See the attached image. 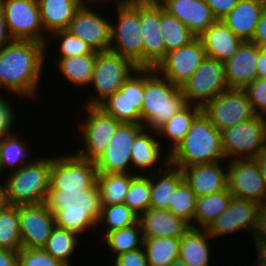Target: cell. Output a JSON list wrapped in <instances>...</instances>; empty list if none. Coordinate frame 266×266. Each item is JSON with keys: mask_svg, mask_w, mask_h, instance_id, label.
<instances>
[{"mask_svg": "<svg viewBox=\"0 0 266 266\" xmlns=\"http://www.w3.org/2000/svg\"><path fill=\"white\" fill-rule=\"evenodd\" d=\"M47 46L33 40H13L0 49V90L12 91L20 99L37 98Z\"/></svg>", "mask_w": 266, "mask_h": 266, "instance_id": "obj_1", "label": "cell"}, {"mask_svg": "<svg viewBox=\"0 0 266 266\" xmlns=\"http://www.w3.org/2000/svg\"><path fill=\"white\" fill-rule=\"evenodd\" d=\"M55 226L79 234L98 227L102 199L98 185L88 190L49 189L45 201Z\"/></svg>", "mask_w": 266, "mask_h": 266, "instance_id": "obj_2", "label": "cell"}, {"mask_svg": "<svg viewBox=\"0 0 266 266\" xmlns=\"http://www.w3.org/2000/svg\"><path fill=\"white\" fill-rule=\"evenodd\" d=\"M158 73V74H157ZM188 105L181 88L173 85L154 68H144V96L141 124L151 132Z\"/></svg>", "mask_w": 266, "mask_h": 266, "instance_id": "obj_3", "label": "cell"}, {"mask_svg": "<svg viewBox=\"0 0 266 266\" xmlns=\"http://www.w3.org/2000/svg\"><path fill=\"white\" fill-rule=\"evenodd\" d=\"M223 160L226 161L221 132L203 111L195 118L184 140L169 154V164L178 169Z\"/></svg>", "mask_w": 266, "mask_h": 266, "instance_id": "obj_4", "label": "cell"}, {"mask_svg": "<svg viewBox=\"0 0 266 266\" xmlns=\"http://www.w3.org/2000/svg\"><path fill=\"white\" fill-rule=\"evenodd\" d=\"M51 167L52 156L38 157L32 158L18 170L9 172L3 181L7 205L45 203L50 187Z\"/></svg>", "mask_w": 266, "mask_h": 266, "instance_id": "obj_5", "label": "cell"}, {"mask_svg": "<svg viewBox=\"0 0 266 266\" xmlns=\"http://www.w3.org/2000/svg\"><path fill=\"white\" fill-rule=\"evenodd\" d=\"M138 67L128 58L108 51L96 52L91 84L97 96L86 102L85 106H98L108 96L119 91L125 81Z\"/></svg>", "mask_w": 266, "mask_h": 266, "instance_id": "obj_6", "label": "cell"}, {"mask_svg": "<svg viewBox=\"0 0 266 266\" xmlns=\"http://www.w3.org/2000/svg\"><path fill=\"white\" fill-rule=\"evenodd\" d=\"M117 21L111 24L110 51L143 68L141 6L116 7Z\"/></svg>", "mask_w": 266, "mask_h": 266, "instance_id": "obj_7", "label": "cell"}, {"mask_svg": "<svg viewBox=\"0 0 266 266\" xmlns=\"http://www.w3.org/2000/svg\"><path fill=\"white\" fill-rule=\"evenodd\" d=\"M225 159L255 158L266 146V118L255 115L221 132Z\"/></svg>", "mask_w": 266, "mask_h": 266, "instance_id": "obj_8", "label": "cell"}, {"mask_svg": "<svg viewBox=\"0 0 266 266\" xmlns=\"http://www.w3.org/2000/svg\"><path fill=\"white\" fill-rule=\"evenodd\" d=\"M85 108L88 113L85 116V122L79 126L85 150L80 149L75 153L85 160L96 162L109 146V142L122 122L105 113L98 106H85Z\"/></svg>", "mask_w": 266, "mask_h": 266, "instance_id": "obj_9", "label": "cell"}, {"mask_svg": "<svg viewBox=\"0 0 266 266\" xmlns=\"http://www.w3.org/2000/svg\"><path fill=\"white\" fill-rule=\"evenodd\" d=\"M95 162L79 157L75 152L52 157L49 189L88 190L97 184Z\"/></svg>", "mask_w": 266, "mask_h": 266, "instance_id": "obj_10", "label": "cell"}, {"mask_svg": "<svg viewBox=\"0 0 266 266\" xmlns=\"http://www.w3.org/2000/svg\"><path fill=\"white\" fill-rule=\"evenodd\" d=\"M228 89L224 63L209 57H205L181 87L187 103L201 107Z\"/></svg>", "mask_w": 266, "mask_h": 266, "instance_id": "obj_11", "label": "cell"}, {"mask_svg": "<svg viewBox=\"0 0 266 266\" xmlns=\"http://www.w3.org/2000/svg\"><path fill=\"white\" fill-rule=\"evenodd\" d=\"M0 5L13 40H33L47 45L37 0H0Z\"/></svg>", "mask_w": 266, "mask_h": 266, "instance_id": "obj_12", "label": "cell"}, {"mask_svg": "<svg viewBox=\"0 0 266 266\" xmlns=\"http://www.w3.org/2000/svg\"><path fill=\"white\" fill-rule=\"evenodd\" d=\"M143 96L144 68H138L119 91L108 96L98 107L120 122L141 123Z\"/></svg>", "mask_w": 266, "mask_h": 266, "instance_id": "obj_13", "label": "cell"}, {"mask_svg": "<svg viewBox=\"0 0 266 266\" xmlns=\"http://www.w3.org/2000/svg\"><path fill=\"white\" fill-rule=\"evenodd\" d=\"M203 113L220 132L255 116L243 89H228L202 107Z\"/></svg>", "mask_w": 266, "mask_h": 266, "instance_id": "obj_14", "label": "cell"}, {"mask_svg": "<svg viewBox=\"0 0 266 266\" xmlns=\"http://www.w3.org/2000/svg\"><path fill=\"white\" fill-rule=\"evenodd\" d=\"M227 188L233 197L266 206V185L254 158L227 161Z\"/></svg>", "mask_w": 266, "mask_h": 266, "instance_id": "obj_15", "label": "cell"}, {"mask_svg": "<svg viewBox=\"0 0 266 266\" xmlns=\"http://www.w3.org/2000/svg\"><path fill=\"white\" fill-rule=\"evenodd\" d=\"M145 128L141 123L122 122L105 152L95 162L98 173H135L129 171L134 140Z\"/></svg>", "mask_w": 266, "mask_h": 266, "instance_id": "obj_16", "label": "cell"}, {"mask_svg": "<svg viewBox=\"0 0 266 266\" xmlns=\"http://www.w3.org/2000/svg\"><path fill=\"white\" fill-rule=\"evenodd\" d=\"M95 2V3H94ZM96 1H85L75 12L67 31L82 39L96 52L110 50L111 21L94 11L90 4Z\"/></svg>", "mask_w": 266, "mask_h": 266, "instance_id": "obj_17", "label": "cell"}, {"mask_svg": "<svg viewBox=\"0 0 266 266\" xmlns=\"http://www.w3.org/2000/svg\"><path fill=\"white\" fill-rule=\"evenodd\" d=\"M205 57L203 44L196 37L187 45L168 52L155 69L173 85L181 88Z\"/></svg>", "mask_w": 266, "mask_h": 266, "instance_id": "obj_18", "label": "cell"}, {"mask_svg": "<svg viewBox=\"0 0 266 266\" xmlns=\"http://www.w3.org/2000/svg\"><path fill=\"white\" fill-rule=\"evenodd\" d=\"M18 214L23 247L43 248L55 227L54 214L45 203L18 205Z\"/></svg>", "mask_w": 266, "mask_h": 266, "instance_id": "obj_19", "label": "cell"}, {"mask_svg": "<svg viewBox=\"0 0 266 266\" xmlns=\"http://www.w3.org/2000/svg\"><path fill=\"white\" fill-rule=\"evenodd\" d=\"M261 205L254 201L233 197L227 209L211 224L207 232L214 238L241 230L256 231Z\"/></svg>", "mask_w": 266, "mask_h": 266, "instance_id": "obj_20", "label": "cell"}, {"mask_svg": "<svg viewBox=\"0 0 266 266\" xmlns=\"http://www.w3.org/2000/svg\"><path fill=\"white\" fill-rule=\"evenodd\" d=\"M143 68H156L167 51L160 30V3L141 6Z\"/></svg>", "mask_w": 266, "mask_h": 266, "instance_id": "obj_21", "label": "cell"}, {"mask_svg": "<svg viewBox=\"0 0 266 266\" xmlns=\"http://www.w3.org/2000/svg\"><path fill=\"white\" fill-rule=\"evenodd\" d=\"M159 3L196 37L217 21L205 0H159Z\"/></svg>", "mask_w": 266, "mask_h": 266, "instance_id": "obj_22", "label": "cell"}, {"mask_svg": "<svg viewBox=\"0 0 266 266\" xmlns=\"http://www.w3.org/2000/svg\"><path fill=\"white\" fill-rule=\"evenodd\" d=\"M259 46L243 41L237 52L224 63L229 89H244L257 78Z\"/></svg>", "mask_w": 266, "mask_h": 266, "instance_id": "obj_23", "label": "cell"}, {"mask_svg": "<svg viewBox=\"0 0 266 266\" xmlns=\"http://www.w3.org/2000/svg\"><path fill=\"white\" fill-rule=\"evenodd\" d=\"M138 222L144 238L181 239L191 228L188 221L164 209L149 208L139 216Z\"/></svg>", "mask_w": 266, "mask_h": 266, "instance_id": "obj_24", "label": "cell"}, {"mask_svg": "<svg viewBox=\"0 0 266 266\" xmlns=\"http://www.w3.org/2000/svg\"><path fill=\"white\" fill-rule=\"evenodd\" d=\"M221 163L224 161L194 164L181 169L184 180L195 192L196 197L227 189V164L222 167Z\"/></svg>", "mask_w": 266, "mask_h": 266, "instance_id": "obj_25", "label": "cell"}, {"mask_svg": "<svg viewBox=\"0 0 266 266\" xmlns=\"http://www.w3.org/2000/svg\"><path fill=\"white\" fill-rule=\"evenodd\" d=\"M265 7L263 0H239L222 21L243 41H251Z\"/></svg>", "mask_w": 266, "mask_h": 266, "instance_id": "obj_26", "label": "cell"}, {"mask_svg": "<svg viewBox=\"0 0 266 266\" xmlns=\"http://www.w3.org/2000/svg\"><path fill=\"white\" fill-rule=\"evenodd\" d=\"M206 57L225 63L243 42L222 20L214 22L200 37Z\"/></svg>", "mask_w": 266, "mask_h": 266, "instance_id": "obj_27", "label": "cell"}, {"mask_svg": "<svg viewBox=\"0 0 266 266\" xmlns=\"http://www.w3.org/2000/svg\"><path fill=\"white\" fill-rule=\"evenodd\" d=\"M164 161L168 168H162V170L160 167L157 171L159 174L154 172L149 175L151 178L150 208L169 210L173 194L184 181V177L181 169L169 164L168 154L165 156ZM155 176H157V179Z\"/></svg>", "mask_w": 266, "mask_h": 266, "instance_id": "obj_28", "label": "cell"}, {"mask_svg": "<svg viewBox=\"0 0 266 266\" xmlns=\"http://www.w3.org/2000/svg\"><path fill=\"white\" fill-rule=\"evenodd\" d=\"M42 27L47 34L67 30L85 0H37Z\"/></svg>", "mask_w": 266, "mask_h": 266, "instance_id": "obj_29", "label": "cell"}, {"mask_svg": "<svg viewBox=\"0 0 266 266\" xmlns=\"http://www.w3.org/2000/svg\"><path fill=\"white\" fill-rule=\"evenodd\" d=\"M211 238L212 236L206 229L191 227L180 239L179 259L188 266H209L211 258L209 240Z\"/></svg>", "mask_w": 266, "mask_h": 266, "instance_id": "obj_30", "label": "cell"}, {"mask_svg": "<svg viewBox=\"0 0 266 266\" xmlns=\"http://www.w3.org/2000/svg\"><path fill=\"white\" fill-rule=\"evenodd\" d=\"M232 196L227 188L210 195L197 197L193 228L207 230L227 209Z\"/></svg>", "mask_w": 266, "mask_h": 266, "instance_id": "obj_31", "label": "cell"}, {"mask_svg": "<svg viewBox=\"0 0 266 266\" xmlns=\"http://www.w3.org/2000/svg\"><path fill=\"white\" fill-rule=\"evenodd\" d=\"M151 132H147V129L144 128L134 140L132 151H131V163L135 168H138V175H143L141 170H144L148 173L147 169H149L150 173L154 170V166L156 163H160V159L162 160L160 141H158L155 136L150 135ZM141 169V170H140ZM141 172V173H140Z\"/></svg>", "mask_w": 266, "mask_h": 266, "instance_id": "obj_32", "label": "cell"}, {"mask_svg": "<svg viewBox=\"0 0 266 266\" xmlns=\"http://www.w3.org/2000/svg\"><path fill=\"white\" fill-rule=\"evenodd\" d=\"M201 112V106L188 104L156 131L158 135L167 136L169 140H172L173 145L167 150L168 155L184 140L195 118Z\"/></svg>", "mask_w": 266, "mask_h": 266, "instance_id": "obj_33", "label": "cell"}, {"mask_svg": "<svg viewBox=\"0 0 266 266\" xmlns=\"http://www.w3.org/2000/svg\"><path fill=\"white\" fill-rule=\"evenodd\" d=\"M96 54L77 55L56 60L60 73L74 86L90 85L93 78Z\"/></svg>", "mask_w": 266, "mask_h": 266, "instance_id": "obj_34", "label": "cell"}, {"mask_svg": "<svg viewBox=\"0 0 266 266\" xmlns=\"http://www.w3.org/2000/svg\"><path fill=\"white\" fill-rule=\"evenodd\" d=\"M135 173H97L102 205L122 204Z\"/></svg>", "mask_w": 266, "mask_h": 266, "instance_id": "obj_35", "label": "cell"}, {"mask_svg": "<svg viewBox=\"0 0 266 266\" xmlns=\"http://www.w3.org/2000/svg\"><path fill=\"white\" fill-rule=\"evenodd\" d=\"M179 247L178 238H144L143 248L148 266H169L179 259Z\"/></svg>", "mask_w": 266, "mask_h": 266, "instance_id": "obj_36", "label": "cell"}, {"mask_svg": "<svg viewBox=\"0 0 266 266\" xmlns=\"http://www.w3.org/2000/svg\"><path fill=\"white\" fill-rule=\"evenodd\" d=\"M160 30L167 53L187 45L196 38L188 27L170 15L161 4Z\"/></svg>", "mask_w": 266, "mask_h": 266, "instance_id": "obj_37", "label": "cell"}, {"mask_svg": "<svg viewBox=\"0 0 266 266\" xmlns=\"http://www.w3.org/2000/svg\"><path fill=\"white\" fill-rule=\"evenodd\" d=\"M0 248L14 252L23 248L19 232L18 206L6 205L0 212Z\"/></svg>", "mask_w": 266, "mask_h": 266, "instance_id": "obj_38", "label": "cell"}, {"mask_svg": "<svg viewBox=\"0 0 266 266\" xmlns=\"http://www.w3.org/2000/svg\"><path fill=\"white\" fill-rule=\"evenodd\" d=\"M78 242L76 233L55 226L43 249L54 259L70 266V255L76 250Z\"/></svg>", "mask_w": 266, "mask_h": 266, "instance_id": "obj_39", "label": "cell"}, {"mask_svg": "<svg viewBox=\"0 0 266 266\" xmlns=\"http://www.w3.org/2000/svg\"><path fill=\"white\" fill-rule=\"evenodd\" d=\"M103 236L105 238L103 241H106L108 248L116 253L115 256L142 248L144 243L143 232L139 222L130 227L103 234Z\"/></svg>", "mask_w": 266, "mask_h": 266, "instance_id": "obj_40", "label": "cell"}, {"mask_svg": "<svg viewBox=\"0 0 266 266\" xmlns=\"http://www.w3.org/2000/svg\"><path fill=\"white\" fill-rule=\"evenodd\" d=\"M27 145L21 139V136H17L16 134L0 138V158L4 171L6 168L7 170L9 168L11 172L18 170L32 160L28 159L29 161H26V156H28Z\"/></svg>", "mask_w": 266, "mask_h": 266, "instance_id": "obj_41", "label": "cell"}, {"mask_svg": "<svg viewBox=\"0 0 266 266\" xmlns=\"http://www.w3.org/2000/svg\"><path fill=\"white\" fill-rule=\"evenodd\" d=\"M139 216L136 215L125 203L114 205H103L98 225L105 224L106 233L130 227L138 223Z\"/></svg>", "mask_w": 266, "mask_h": 266, "instance_id": "obj_42", "label": "cell"}, {"mask_svg": "<svg viewBox=\"0 0 266 266\" xmlns=\"http://www.w3.org/2000/svg\"><path fill=\"white\" fill-rule=\"evenodd\" d=\"M151 178L143 174L136 175L130 183L125 196V204L138 216L150 208Z\"/></svg>", "mask_w": 266, "mask_h": 266, "instance_id": "obj_43", "label": "cell"}, {"mask_svg": "<svg viewBox=\"0 0 266 266\" xmlns=\"http://www.w3.org/2000/svg\"><path fill=\"white\" fill-rule=\"evenodd\" d=\"M196 194L184 180L173 194L172 203L169 207L175 216L188 221L193 228V219L196 210ZM192 221V222H191Z\"/></svg>", "mask_w": 266, "mask_h": 266, "instance_id": "obj_44", "label": "cell"}, {"mask_svg": "<svg viewBox=\"0 0 266 266\" xmlns=\"http://www.w3.org/2000/svg\"><path fill=\"white\" fill-rule=\"evenodd\" d=\"M51 38L57 40L59 39V59L69 58L77 55L96 54V51H94L89 44L72 35L67 30L53 32L51 34Z\"/></svg>", "mask_w": 266, "mask_h": 266, "instance_id": "obj_45", "label": "cell"}, {"mask_svg": "<svg viewBox=\"0 0 266 266\" xmlns=\"http://www.w3.org/2000/svg\"><path fill=\"white\" fill-rule=\"evenodd\" d=\"M18 266H66L54 259L43 248L29 249L23 247L18 252Z\"/></svg>", "mask_w": 266, "mask_h": 266, "instance_id": "obj_46", "label": "cell"}, {"mask_svg": "<svg viewBox=\"0 0 266 266\" xmlns=\"http://www.w3.org/2000/svg\"><path fill=\"white\" fill-rule=\"evenodd\" d=\"M243 90L251 102L254 114L266 118V78H256Z\"/></svg>", "mask_w": 266, "mask_h": 266, "instance_id": "obj_47", "label": "cell"}, {"mask_svg": "<svg viewBox=\"0 0 266 266\" xmlns=\"http://www.w3.org/2000/svg\"><path fill=\"white\" fill-rule=\"evenodd\" d=\"M15 117L14 108L10 101L0 94V138L13 134L11 130L15 126Z\"/></svg>", "mask_w": 266, "mask_h": 266, "instance_id": "obj_48", "label": "cell"}, {"mask_svg": "<svg viewBox=\"0 0 266 266\" xmlns=\"http://www.w3.org/2000/svg\"><path fill=\"white\" fill-rule=\"evenodd\" d=\"M114 266H148L144 248L128 251L115 256Z\"/></svg>", "mask_w": 266, "mask_h": 266, "instance_id": "obj_49", "label": "cell"}, {"mask_svg": "<svg viewBox=\"0 0 266 266\" xmlns=\"http://www.w3.org/2000/svg\"><path fill=\"white\" fill-rule=\"evenodd\" d=\"M216 20H222L239 0H205Z\"/></svg>", "mask_w": 266, "mask_h": 266, "instance_id": "obj_50", "label": "cell"}, {"mask_svg": "<svg viewBox=\"0 0 266 266\" xmlns=\"http://www.w3.org/2000/svg\"><path fill=\"white\" fill-rule=\"evenodd\" d=\"M253 238L254 242L266 243V206H261L260 208Z\"/></svg>", "mask_w": 266, "mask_h": 266, "instance_id": "obj_51", "label": "cell"}, {"mask_svg": "<svg viewBox=\"0 0 266 266\" xmlns=\"http://www.w3.org/2000/svg\"><path fill=\"white\" fill-rule=\"evenodd\" d=\"M254 44L261 47L266 45V7L264 8L260 20L257 24L255 34L251 40Z\"/></svg>", "mask_w": 266, "mask_h": 266, "instance_id": "obj_52", "label": "cell"}, {"mask_svg": "<svg viewBox=\"0 0 266 266\" xmlns=\"http://www.w3.org/2000/svg\"><path fill=\"white\" fill-rule=\"evenodd\" d=\"M12 41H13V38L9 34L6 21H5V17H4V13H3V9L0 5V49H2L4 46H6Z\"/></svg>", "mask_w": 266, "mask_h": 266, "instance_id": "obj_53", "label": "cell"}, {"mask_svg": "<svg viewBox=\"0 0 266 266\" xmlns=\"http://www.w3.org/2000/svg\"><path fill=\"white\" fill-rule=\"evenodd\" d=\"M0 266H18V252L0 248Z\"/></svg>", "mask_w": 266, "mask_h": 266, "instance_id": "obj_54", "label": "cell"}, {"mask_svg": "<svg viewBox=\"0 0 266 266\" xmlns=\"http://www.w3.org/2000/svg\"><path fill=\"white\" fill-rule=\"evenodd\" d=\"M96 3H103L106 0H95ZM108 1V0H107ZM112 1V0H110ZM116 7L143 6L158 3L159 0H114Z\"/></svg>", "mask_w": 266, "mask_h": 266, "instance_id": "obj_55", "label": "cell"}, {"mask_svg": "<svg viewBox=\"0 0 266 266\" xmlns=\"http://www.w3.org/2000/svg\"><path fill=\"white\" fill-rule=\"evenodd\" d=\"M257 78H266V53L260 47L257 61Z\"/></svg>", "mask_w": 266, "mask_h": 266, "instance_id": "obj_56", "label": "cell"}, {"mask_svg": "<svg viewBox=\"0 0 266 266\" xmlns=\"http://www.w3.org/2000/svg\"><path fill=\"white\" fill-rule=\"evenodd\" d=\"M255 250H257V266H266V243L255 242Z\"/></svg>", "mask_w": 266, "mask_h": 266, "instance_id": "obj_57", "label": "cell"}, {"mask_svg": "<svg viewBox=\"0 0 266 266\" xmlns=\"http://www.w3.org/2000/svg\"><path fill=\"white\" fill-rule=\"evenodd\" d=\"M254 159L259 165L261 174L264 178V182L266 185V146Z\"/></svg>", "mask_w": 266, "mask_h": 266, "instance_id": "obj_58", "label": "cell"}, {"mask_svg": "<svg viewBox=\"0 0 266 266\" xmlns=\"http://www.w3.org/2000/svg\"><path fill=\"white\" fill-rule=\"evenodd\" d=\"M7 205L4 184L0 183V212Z\"/></svg>", "mask_w": 266, "mask_h": 266, "instance_id": "obj_59", "label": "cell"}, {"mask_svg": "<svg viewBox=\"0 0 266 266\" xmlns=\"http://www.w3.org/2000/svg\"><path fill=\"white\" fill-rule=\"evenodd\" d=\"M169 266H188L182 260H174Z\"/></svg>", "mask_w": 266, "mask_h": 266, "instance_id": "obj_60", "label": "cell"}, {"mask_svg": "<svg viewBox=\"0 0 266 266\" xmlns=\"http://www.w3.org/2000/svg\"><path fill=\"white\" fill-rule=\"evenodd\" d=\"M4 171L2 163H1V158H0V174L2 175V172Z\"/></svg>", "mask_w": 266, "mask_h": 266, "instance_id": "obj_61", "label": "cell"}, {"mask_svg": "<svg viewBox=\"0 0 266 266\" xmlns=\"http://www.w3.org/2000/svg\"><path fill=\"white\" fill-rule=\"evenodd\" d=\"M260 48H261V50H262L263 52L266 53V45H262Z\"/></svg>", "mask_w": 266, "mask_h": 266, "instance_id": "obj_62", "label": "cell"}]
</instances>
